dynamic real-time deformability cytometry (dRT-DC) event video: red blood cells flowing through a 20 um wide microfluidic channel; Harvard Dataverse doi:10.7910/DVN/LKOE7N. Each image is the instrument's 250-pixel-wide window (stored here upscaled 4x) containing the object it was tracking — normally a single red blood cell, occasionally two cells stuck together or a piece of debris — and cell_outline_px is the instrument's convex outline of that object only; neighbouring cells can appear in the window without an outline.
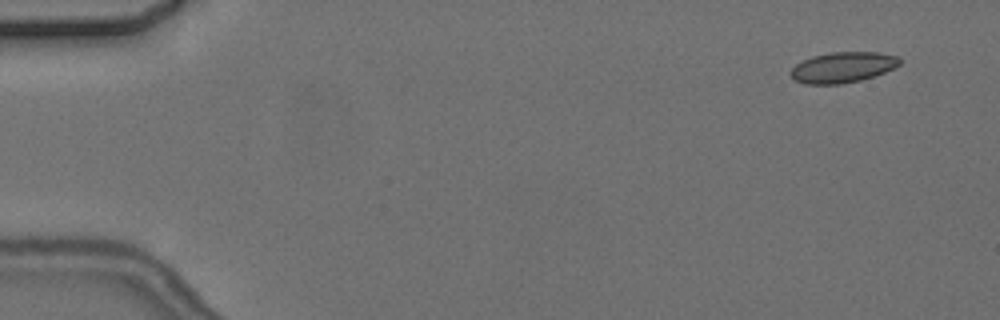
{"species": "common noctule bat (a hibernating species)", "species_latin": "Nyctalus noctula", "temperature_condition": "cold", "stored_images_in_passage": 5, "camera_frame_rate_fps": 3000, "um_per_image_px": 0.085, "animal": {"sex": "female", "body_mass_g": 24.6, "forearm_length_mm": 56.2}, "frame": {"image": 1, "passage_image": 2, "time_ms": 1.0, "image_size_px": [1000, 320], "cell_outline_px": [[900, 64], [884, 72], [860, 80], [840, 84], [804, 84], [792, 80], [788, 72], [796, 64], [812, 56], [832, 52], [880, 52], [900, 56]], "centroid_in_image_um": [71.59, 5.72], "position_along_channel_um": 13.4, "area_um2": 19.54}}